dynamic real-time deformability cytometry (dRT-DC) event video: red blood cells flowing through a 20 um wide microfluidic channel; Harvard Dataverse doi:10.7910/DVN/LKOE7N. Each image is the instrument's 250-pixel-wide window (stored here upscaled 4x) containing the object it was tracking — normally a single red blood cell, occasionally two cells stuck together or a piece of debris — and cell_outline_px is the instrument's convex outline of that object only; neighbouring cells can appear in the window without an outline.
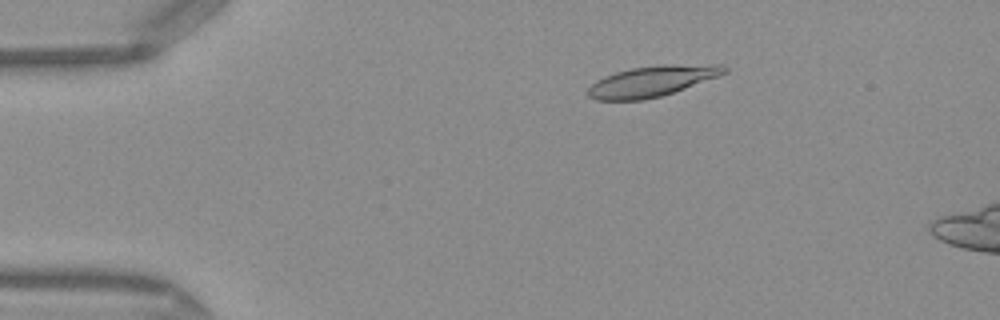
{"species": "Egyptian fruit bat (a non-hibernating species)", "species_latin": "Rousettus aegyptiacus", "temperature_condition": "warm", "stored_images_in_passage": 15, "camera_frame_rate_fps": 3000, "um_per_image_px": 0.085, "frame": {"image": 1, "passage_image": 9, "time_ms": 2.667, "image_size_px": [1000, 320], "cell_outline_px": [[728, 72], [684, 88], [660, 96], [644, 100], [596, 100], [588, 96], [588, 88], [596, 80], [604, 76], [616, 72], [632, 68], [664, 64], [724, 64], [728, 68]], "centroid_in_image_um": [55.42, 6.89], "position_along_channel_um": 29.6, "area_um2": 24.28}}